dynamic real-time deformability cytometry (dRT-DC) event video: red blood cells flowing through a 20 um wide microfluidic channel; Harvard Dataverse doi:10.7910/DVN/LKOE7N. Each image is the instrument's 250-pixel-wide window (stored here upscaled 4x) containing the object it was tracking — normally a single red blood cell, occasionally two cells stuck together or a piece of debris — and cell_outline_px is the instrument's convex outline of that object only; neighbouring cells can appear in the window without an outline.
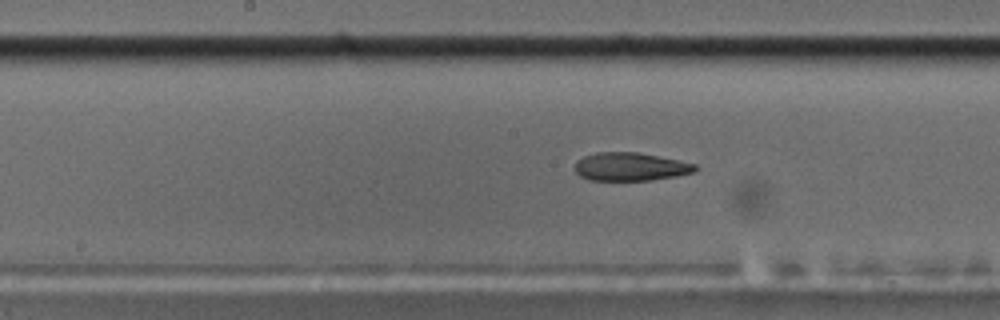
{"species": "common noctule bat (a hibernating species)", "species_latin": "Nyctalus noctula", "temperature_condition": "cold", "stored_images_in_passage": 36, "camera_frame_rate_fps": 3000, "um_per_image_px": 0.085, "animal": {"sex": "male", "body_mass_g": 17.5, "forearm_length_mm": 52.3}, "frame": {"image": 1, "passage_image": 11, "time_ms": 3.333, "image_size_px": [1000, 320], "cell_outline_px": [[696, 168], [692, 172], [676, 176], [652, 180], [588, 180], [580, 176], [576, 172], [576, 160], [584, 156], [596, 152], [636, 152], [680, 160], [696, 164]], "centroid_in_image_um": [53.56, 14.17], "position_along_channel_um": 194.6, "area_um2": 19.71}}
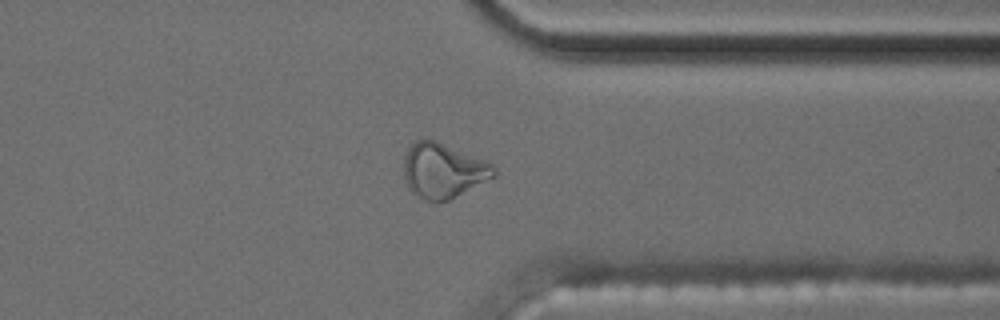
{"frame": {"image": 2, "passage_image": 26, "time_ms": 8.333, "image_size_px": [1000, 320], "cell_outline_px": [[496, 176], [448, 200], [428, 200], [412, 192], [408, 188], [404, 176], [404, 156], [408, 148], [416, 140], [436, 140], [484, 160], [492, 164], [496, 168]], "centroid_in_image_um": [37.67, 14.48], "position_along_channel_um": 373.7, "area_um2": 28.38}}
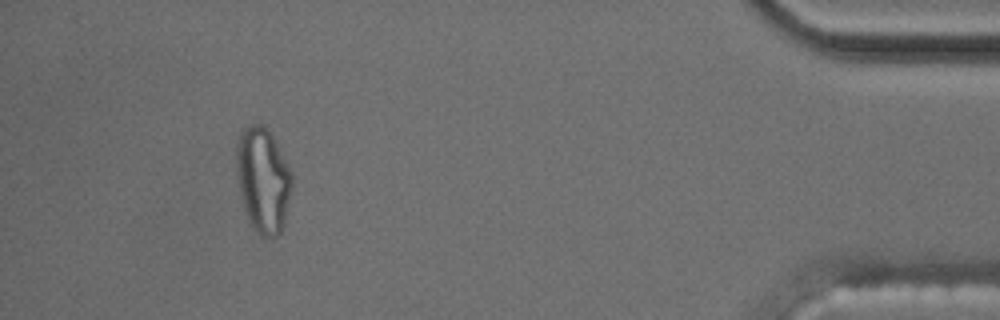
{"frame": {"image": 3, "passage_image": 34, "time_ms": 11.0, "image_size_px": [1000, 320], "cell_outline_px": [[292, 188], [284, 220], [280, 232], [276, 236], [260, 236], [248, 220], [240, 196], [236, 176], [236, 148], [240, 132], [244, 128], [252, 124], [264, 124], [276, 140], [292, 172]], "centroid_in_image_um": [22.34, 15.25], "position_along_channel_um": 412.9, "area_um2": 34.22}}